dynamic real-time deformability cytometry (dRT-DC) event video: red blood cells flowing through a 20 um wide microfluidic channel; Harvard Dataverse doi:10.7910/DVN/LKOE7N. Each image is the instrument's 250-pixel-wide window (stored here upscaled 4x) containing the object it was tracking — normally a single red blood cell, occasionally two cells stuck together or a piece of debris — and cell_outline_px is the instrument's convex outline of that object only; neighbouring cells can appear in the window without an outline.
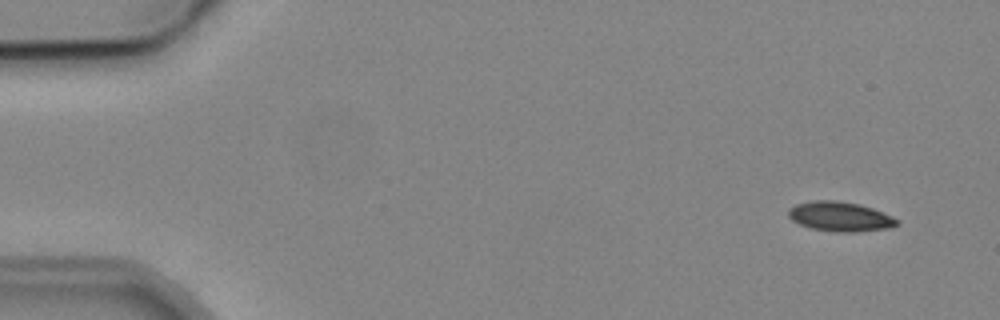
{"species": "common noctule bat (a hibernating species)", "species_latin": "Nyctalus noctula", "temperature_condition": "cold", "stored_images_in_passage": 5, "segment_of_instrument_passage": [1, 2], "camera_frame_rate_fps": 3000, "um_per_image_px": 0.085, "animal": {"sex": "male", "body_mass_g": 19.2, "forearm_length_mm": 51.8}, "frame": {"image": 1, "passage_image": 1, "time_ms": 0.0, "image_size_px": [1000, 320], "cell_outline_px": [[900, 224], [892, 228], [856, 232], [836, 232], [812, 228], [800, 224], [792, 220], [788, 216], [788, 208], [796, 204], [812, 200], [836, 200], [860, 204], [872, 208], [892, 216], [900, 220]], "centroid_in_image_um": [71.44, 18.4], "position_along_channel_um": 13.6, "area_um2": 18.96}}